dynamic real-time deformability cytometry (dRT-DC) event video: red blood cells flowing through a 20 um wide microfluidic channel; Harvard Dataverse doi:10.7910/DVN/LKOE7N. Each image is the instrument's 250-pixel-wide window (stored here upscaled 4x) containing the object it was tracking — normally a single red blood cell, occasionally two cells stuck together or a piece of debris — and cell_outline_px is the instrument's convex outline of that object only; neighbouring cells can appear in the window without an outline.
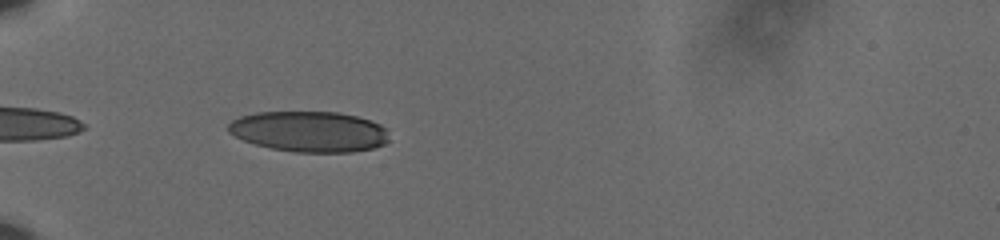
{"species": "human", "species_latin": "Homo sapiens", "temperature_condition": "cold", "stored_images_in_passage": 28, "camera_frame_rate_fps": 3000, "um_per_image_px": 0.085, "donor": {"sex": "male"}, "frame": {"image": 1, "passage_image": 3, "time_ms": 0.667, "image_size_px": [1000, 240], "cell_outline_px": [[388, 140], [384, 144], [372, 148], [352, 152], [296, 152], [272, 148], [256, 144], [244, 140], [228, 132], [228, 124], [232, 120], [240, 116], [256, 112], [340, 112], [372, 120], [388, 128]], "centroid_in_image_um": [26.32, 11.17], "position_along_channel_um": 58.7, "area_um2": 38.21}}
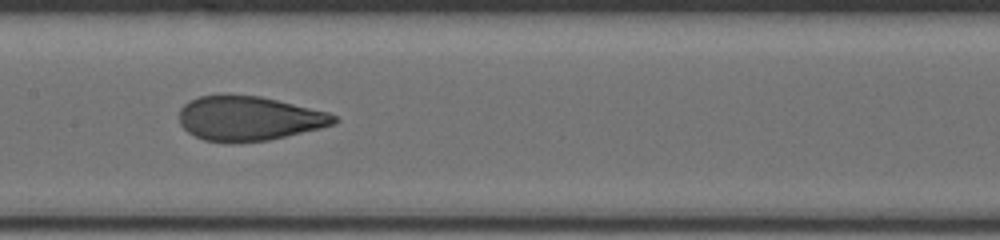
{"frame": {"image": 2, "passage_image": 15, "time_ms": 4.667, "image_size_px": [1000, 240], "cell_outline_px": [[340, 120], [336, 124], [320, 128], [268, 140], [232, 144], [228, 144], [204, 140], [188, 132], [180, 124], [180, 108], [188, 100], [200, 96], [220, 92], [224, 92], [260, 96], [328, 112], [336, 116]], "centroid_in_image_um": [21.11, 10.05], "position_along_channel_um": 186.3, "area_um2": 40.98}}
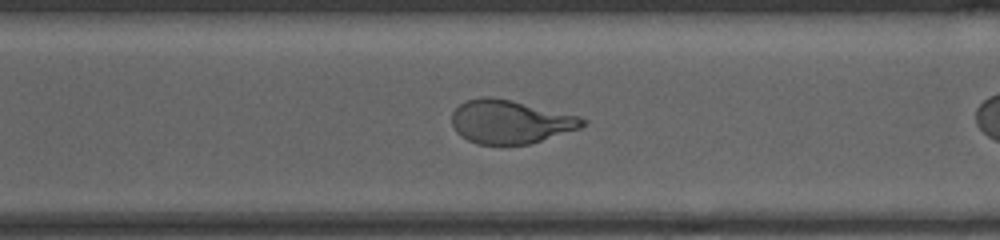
{"frame": {"image": 3, "passage_image": 23, "time_ms": 7.333, "image_size_px": [1000, 240], "cell_outline_px": [[588, 124], [580, 128], [528, 144], [476, 144], [460, 136], [456, 132], [452, 124], [452, 112], [464, 100], [480, 96], [492, 96], [512, 100], [576, 116], [588, 120]], "centroid_in_image_um": [43.32, 10.34], "position_along_channel_um": 327.3, "area_um2": 33.06}}